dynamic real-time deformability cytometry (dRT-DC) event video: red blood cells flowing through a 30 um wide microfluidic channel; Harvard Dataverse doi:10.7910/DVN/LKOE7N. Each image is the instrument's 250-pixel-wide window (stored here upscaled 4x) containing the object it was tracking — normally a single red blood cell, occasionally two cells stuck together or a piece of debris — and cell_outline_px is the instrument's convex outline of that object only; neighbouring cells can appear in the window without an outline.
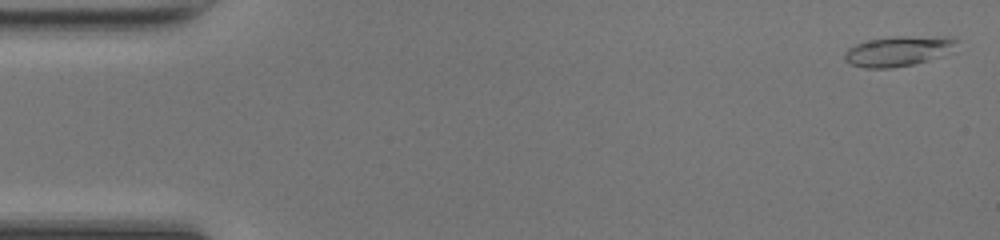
{"species": "common noctule bat (a hibernating species)", "species_latin": "Nyctalus noctula", "temperature_condition": "room temperature", "stored_images_in_passage": 49, "camera_frame_rate_fps": 3000, "um_per_image_px": 0.085, "animal": {"sex": "female", "body_mass_g": 17.0, "forearm_length_mm": 48.0}, "frame": {"image": 1, "passage_image": 2, "time_ms": 0.333, "image_size_px": [1000, 240], "cell_outline_px": [[960, 40], [956, 52], [928, 60], [912, 64], [892, 68], [864, 68], [852, 64], [844, 60], [844, 52], [848, 48], [856, 44], [872, 40], [892, 36], [952, 36]], "centroid_in_image_um": [76.48, 4.33], "position_along_channel_um": 8.5, "area_um2": 20.17}}
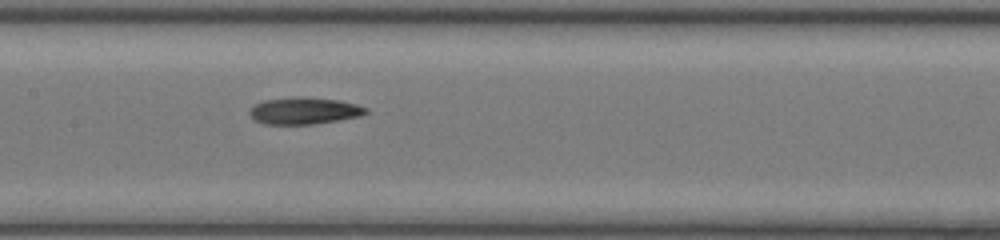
{"frame": {"image": 2, "passage_image": 24, "time_ms": 7.667, "image_size_px": [1000, 240], "cell_outline_px": [[368, 112], [360, 116], [316, 124], [264, 124], [256, 120], [248, 112], [256, 104], [264, 100], [336, 100], [356, 104], [368, 108]], "centroid_in_image_um": [25.9, 9.48], "position_along_channel_um": 181.5, "area_um2": 16.99}}
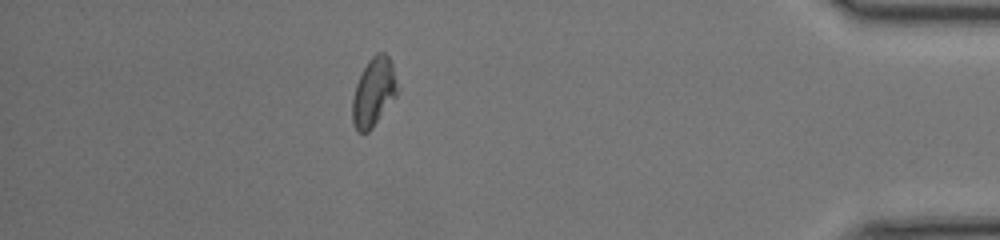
{"frame": {"image": 3, "passage_image": 43, "time_ms": 14.0, "image_size_px": [1000, 240], "cell_outline_px": [[400, 88], [396, 96], [372, 128], [368, 132], [356, 132], [352, 124], [352, 100], [356, 84], [368, 60], [376, 52], [384, 52], [388, 56], [392, 64]], "centroid_in_image_um": [31.77, 7.83], "position_along_channel_um": 403.4, "area_um2": 18.15}, "authors_computed_cell_mechanics": {"area_um2": 17.9758, "velocity_mm_per_s": 4.3045, "shape_relaxation_time_tau1_ms": 10.2815, "shape_relaxation_time_tau2_ms": 6.1404, "deformation_change_tau1": 0.2631, "deformation_change_tau2": 0.1101}}